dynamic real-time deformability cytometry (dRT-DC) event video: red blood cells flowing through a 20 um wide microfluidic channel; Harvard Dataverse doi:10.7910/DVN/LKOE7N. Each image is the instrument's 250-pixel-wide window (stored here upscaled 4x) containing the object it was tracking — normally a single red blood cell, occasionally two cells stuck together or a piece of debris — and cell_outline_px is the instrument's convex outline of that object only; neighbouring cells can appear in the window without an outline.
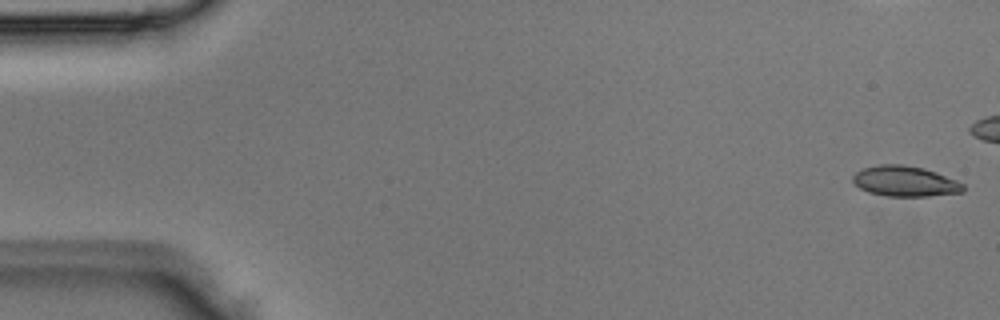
{"species": "Egyptian fruit bat (a non-hibernating species)", "species_latin": "Rousettus aegyptiacus", "temperature_condition": "room temperature", "stored_images_in_passage": 5, "camera_frame_rate_fps": 3000, "um_per_image_px": 0.085, "animal": {"sex": "male"}, "frame": {"image": 1, "passage_image": 1, "time_ms": 0.0, "image_size_px": [1000, 320], "cell_outline_px": [[964, 192], [928, 196], [888, 196], [868, 192], [860, 188], [852, 180], [852, 176], [856, 172], [864, 168], [880, 164], [904, 164], [924, 168], [936, 172], [956, 180], [964, 184]], "centroid_in_image_um": [76.93, 15.4], "position_along_channel_um": 8.1, "area_um2": 19.59}}
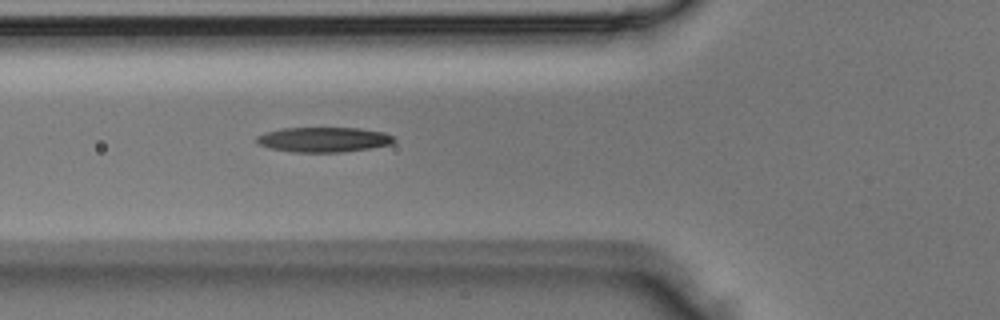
{"frame": {"image": 2, "passage_image": 5, "time_ms": 1.333, "image_size_px": [1000, 320], "cell_outline_px": [[396, 140], [392, 144], [368, 148], [340, 152], [292, 152], [268, 148], [256, 144], [256, 136], [264, 132], [284, 128], [360, 128], [384, 132], [396, 136]], "centroid_in_image_um": [27.49, 11.86], "position_along_channel_um": 98.3, "area_um2": 20.17}}